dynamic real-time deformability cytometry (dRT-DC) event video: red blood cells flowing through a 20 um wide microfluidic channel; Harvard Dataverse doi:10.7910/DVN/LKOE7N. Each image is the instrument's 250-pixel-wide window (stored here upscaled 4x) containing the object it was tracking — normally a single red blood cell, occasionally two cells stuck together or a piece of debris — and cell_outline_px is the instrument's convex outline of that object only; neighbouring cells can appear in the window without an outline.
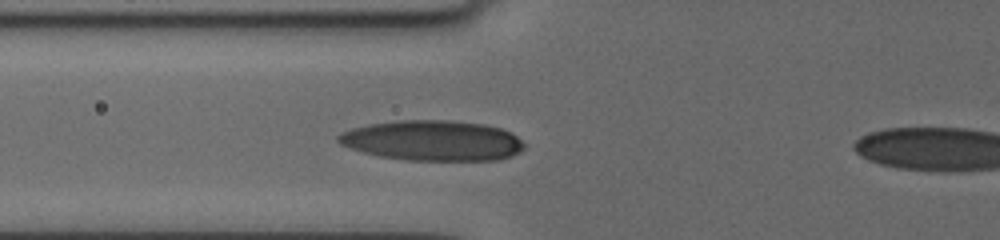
{"species": "human", "species_latin": "Homo sapiens", "temperature_condition": "cold", "stored_images_in_passage": 7, "segment_of_instrument_passage": [1, 2], "camera_frame_rate_fps": 3000, "um_per_image_px": 0.085, "donor": {"sex": "female"}, "frame": {"image": 1, "passage_image": 6, "time_ms": 4.333, "image_size_px": [1000, 240], "cell_outline_px": [[524, 148], [520, 152], [512, 156], [500, 160], [408, 160], [380, 156], [348, 148], [340, 144], [336, 140], [336, 136], [340, 132], [352, 128], [372, 124], [400, 120], [448, 120], [484, 124], [500, 128], [512, 132], [524, 144]], "centroid_in_image_um": [36.77, 11.95], "position_along_channel_um": 89.0, "area_um2": 43.75}}